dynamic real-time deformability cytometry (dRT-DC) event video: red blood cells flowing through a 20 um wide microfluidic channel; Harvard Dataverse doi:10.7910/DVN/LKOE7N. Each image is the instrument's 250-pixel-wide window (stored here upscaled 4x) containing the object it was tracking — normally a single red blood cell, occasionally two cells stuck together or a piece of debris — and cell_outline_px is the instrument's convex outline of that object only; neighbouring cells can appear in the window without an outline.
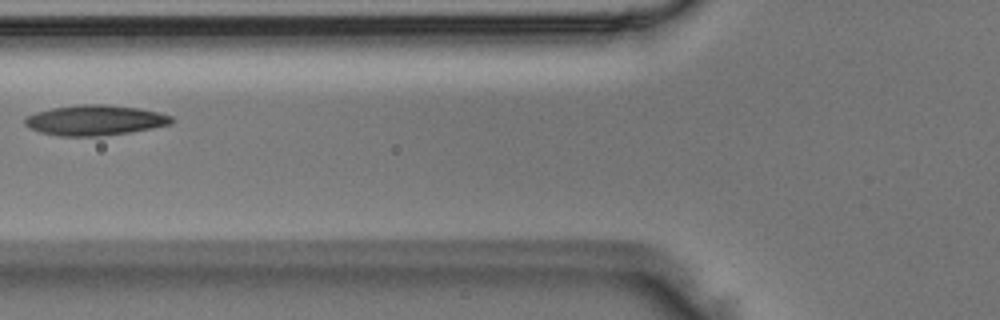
{"species": "Egyptian fruit bat (a non-hibernating species)", "species_latin": "Rousettus aegyptiacus", "temperature_condition": "room temperature", "stored_images_in_passage": 4, "camera_frame_rate_fps": 3000, "um_per_image_px": 0.085, "animal": {"sex": "male"}, "frame": {"image": 1, "passage_image": 3, "time_ms": 0.667, "image_size_px": [1000, 320], "cell_outline_px": [[172, 124], [152, 128], [128, 132], [100, 136], [60, 136], [40, 132], [28, 128], [24, 124], [24, 116], [36, 112], [52, 108], [80, 104], [104, 104], [140, 108], [172, 116]], "centroid_in_image_um": [8.02, 10.21], "position_along_channel_um": 117.8, "area_um2": 25.89}}